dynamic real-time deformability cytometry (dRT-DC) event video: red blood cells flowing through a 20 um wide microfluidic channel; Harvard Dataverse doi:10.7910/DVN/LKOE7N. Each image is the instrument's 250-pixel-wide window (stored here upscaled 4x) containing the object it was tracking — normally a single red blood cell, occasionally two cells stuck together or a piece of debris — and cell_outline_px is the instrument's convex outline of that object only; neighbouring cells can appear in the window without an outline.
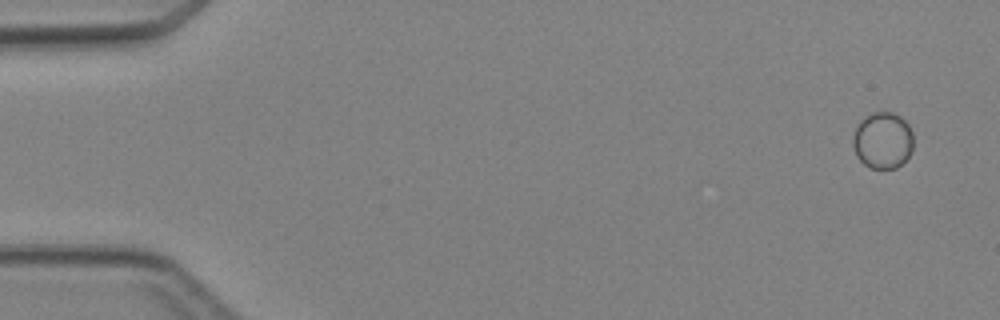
{"species": "Egyptian fruit bat (a non-hibernating species)", "species_latin": "Rousettus aegyptiacus", "temperature_condition": "cold", "stored_images_in_passage": 5, "camera_frame_rate_fps": 3000, "um_per_image_px": 0.085, "animal": {"sex": "female"}, "frame": {"image": 1, "passage_image": 1, "time_ms": 0.0, "image_size_px": [1000, 320], "cell_outline_px": [[912, 152], [896, 168], [872, 168], [864, 164], [856, 156], [852, 144], [852, 140], [856, 128], [860, 120], [876, 112], [892, 112], [900, 116], [908, 124], [912, 132]], "centroid_in_image_um": [75.03, 11.94], "position_along_channel_um": 10.0, "area_um2": 19.77}}
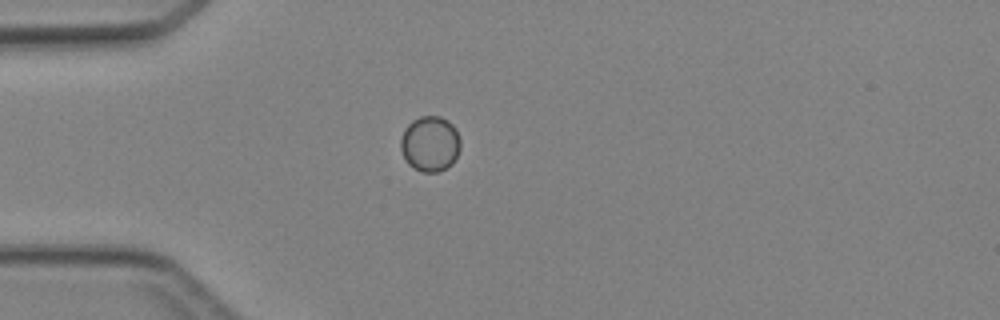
{"frame": {"image": 2, "passage_image": 4, "time_ms": 3.667, "image_size_px": [1000, 320], "cell_outline_px": [[460, 148], [452, 164], [436, 172], [424, 172], [408, 164], [400, 148], [400, 140], [404, 128], [412, 120], [420, 116], [440, 116], [448, 120], [456, 128], [460, 140]], "centroid_in_image_um": [36.55, 12.19], "position_along_channel_um": 48.5, "area_um2": 19.31}}